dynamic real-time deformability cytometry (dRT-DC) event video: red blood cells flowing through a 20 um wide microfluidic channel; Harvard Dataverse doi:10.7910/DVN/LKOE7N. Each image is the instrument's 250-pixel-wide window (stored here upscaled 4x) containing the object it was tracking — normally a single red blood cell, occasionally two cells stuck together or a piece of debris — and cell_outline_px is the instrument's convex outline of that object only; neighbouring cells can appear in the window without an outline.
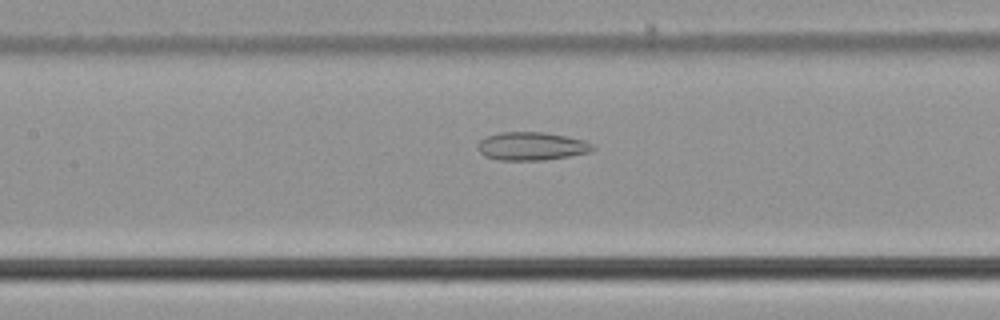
{"species": "common noctule bat (a hibernating species)", "species_latin": "Nyctalus noctula", "temperature_condition": "cold", "stored_images_in_passage": 47, "camera_frame_rate_fps": 3000, "um_per_image_px": 0.085, "animal": {"sex": "male", "body_mass_g": 21.5, "forearm_length_mm": 52.0}, "frame": {"image": 1, "passage_image": 18, "time_ms": 5.667, "image_size_px": [1000, 320], "cell_outline_px": [[596, 148], [592, 152], [544, 160], [500, 160], [484, 156], [476, 148], [480, 140], [484, 136], [500, 132], [544, 132], [584, 140], [592, 144]], "centroid_in_image_um": [45.16, 12.42], "position_along_channel_um": 162.2, "area_um2": 19.02}}
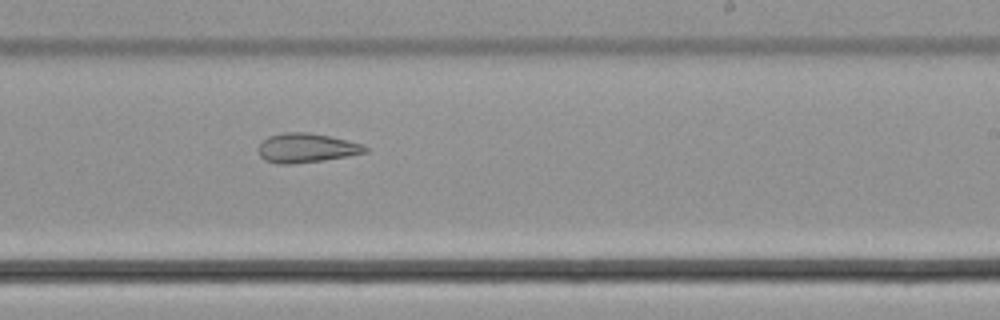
{"frame": {"image": 2, "passage_image": 26, "time_ms": 8.333, "image_size_px": [1000, 320], "cell_outline_px": [[368, 152], [348, 156], [292, 164], [276, 164], [264, 160], [260, 156], [256, 148], [268, 136], [284, 132], [308, 132], [328, 136], [364, 144], [368, 148]], "centroid_in_image_um": [26.01, 12.58], "position_along_channel_um": 263.0, "area_um2": 18.26}}
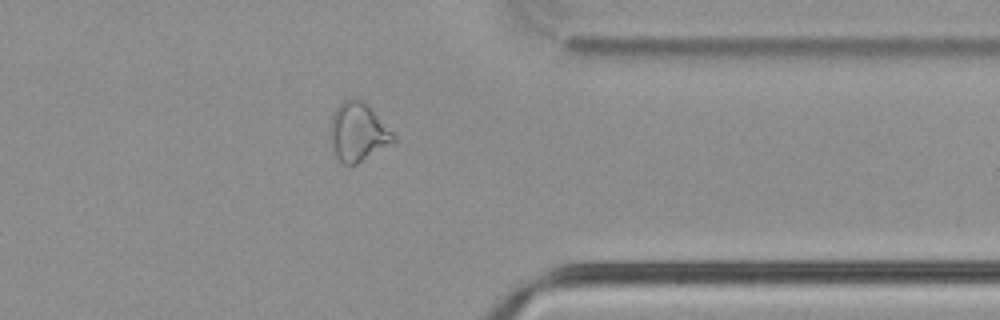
{"frame": {"image": 3, "passage_image": 36, "time_ms": 11.667, "image_size_px": [1000, 320], "cell_outline_px": [[396, 140], [356, 164], [344, 164], [332, 156], [328, 128], [328, 124], [336, 108], [348, 96], [356, 96], [368, 104], [372, 108], [396, 136]], "centroid_in_image_um": [30.36, 11.19], "position_along_channel_um": 381.0, "area_um2": 22.14}, "authors_computed_cell_mechanics": {"area_um2": 22.1374, "velocity_mm_per_s": 3.7912, "shape_relaxation_time_tau1_ms": null, "shape_relaxation_time_tau2_ms": 3.8272, "deformation_change_tau1": null, "deformation_change_tau2": 0.1282}}